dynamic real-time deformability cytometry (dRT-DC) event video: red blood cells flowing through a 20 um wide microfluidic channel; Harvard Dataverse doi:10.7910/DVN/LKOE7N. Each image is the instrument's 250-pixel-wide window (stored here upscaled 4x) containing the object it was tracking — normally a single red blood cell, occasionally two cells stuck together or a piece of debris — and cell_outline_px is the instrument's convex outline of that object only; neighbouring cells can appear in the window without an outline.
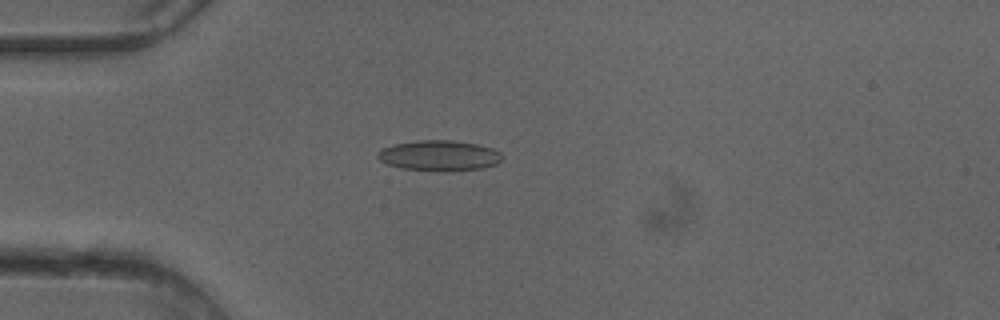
{"species": "common noctule bat (a hibernating species)", "species_latin": "Nyctalus noctula", "temperature_condition": "cold", "stored_images_in_passage": 49, "camera_frame_rate_fps": 3000, "um_per_image_px": 0.085, "animal": {"sex": "female"}, "frame": {"image": 1, "passage_image": 13, "time_ms": 4.0, "image_size_px": [1000, 320], "cell_outline_px": [[504, 156], [496, 164], [480, 168], [452, 172], [444, 172], [400, 168], [388, 164], [380, 160], [376, 156], [376, 152], [384, 148], [396, 144], [420, 140], [452, 140], [476, 144], [492, 148], [500, 152]], "centroid_in_image_um": [37.34, 13.24], "position_along_channel_um": 47.7, "area_um2": 22.2}}
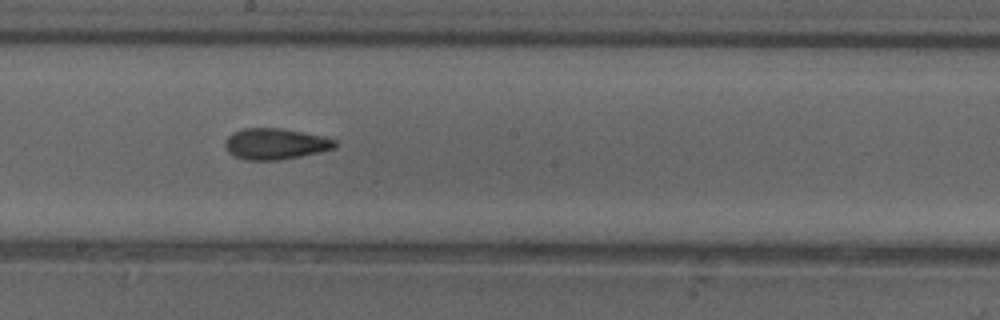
{"frame": {"image": 2, "passage_image": 27, "time_ms": 8.667, "image_size_px": [1000, 320], "cell_outline_px": [[336, 148], [320, 152], [280, 160], [244, 160], [232, 156], [228, 152], [224, 144], [224, 140], [232, 132], [244, 128], [280, 128], [324, 136], [336, 140]], "centroid_in_image_um": [23.37, 12.23], "position_along_channel_um": 224.8, "area_um2": 20.11}}
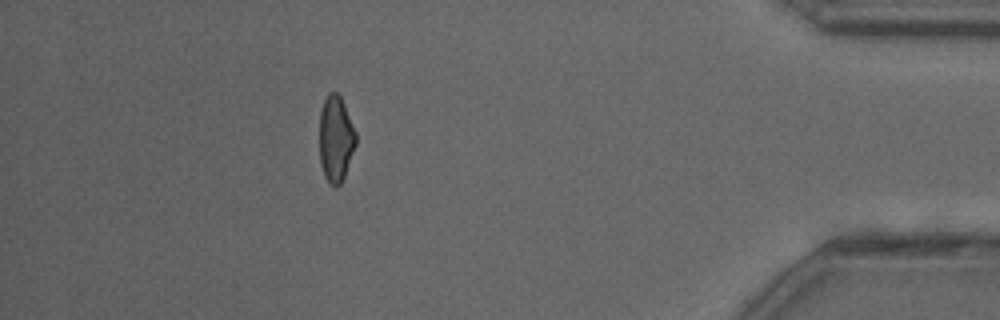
{"frame": {"image": 3, "passage_image": 44, "time_ms": 14.333, "image_size_px": [1000, 320], "cell_outline_px": [[356, 144], [344, 176], [340, 184], [336, 188], [328, 184], [324, 176], [320, 164], [320, 108], [328, 92], [336, 92], [340, 96], [344, 104], [356, 132]], "centroid_in_image_um": [28.53, 11.81], "position_along_channel_um": 406.7, "area_um2": 18.38}, "authors_computed_cell_mechanics": {"area_um2": 19.9988, "velocity_mm_per_s": 4.1202, "shape_relaxation_time_tau1_ms": null, "shape_relaxation_time_tau2_ms": 2.717, "deformation_change_tau1": null, "deformation_change_tau2": 0.0904}}